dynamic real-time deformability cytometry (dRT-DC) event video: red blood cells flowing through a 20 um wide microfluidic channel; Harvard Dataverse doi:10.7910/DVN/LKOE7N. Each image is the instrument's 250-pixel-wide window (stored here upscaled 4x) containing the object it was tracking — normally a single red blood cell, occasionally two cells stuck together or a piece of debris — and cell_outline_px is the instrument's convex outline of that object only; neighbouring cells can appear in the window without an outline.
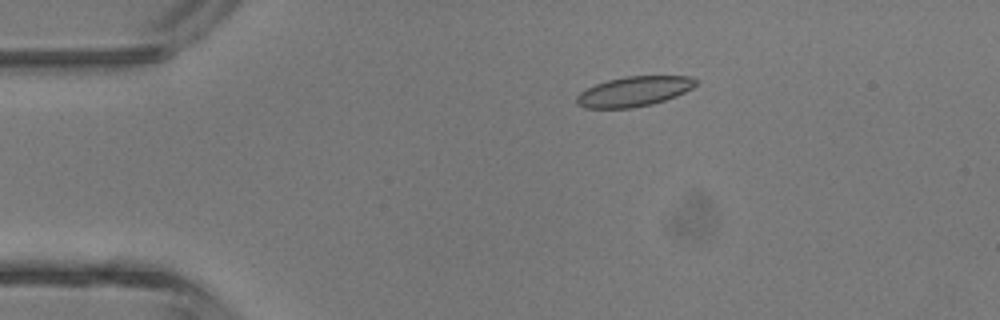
{"species": "common noctule bat (a hibernating species)", "species_latin": "Nyctalus noctula", "temperature_condition": "room temperature", "stored_images_in_passage": 2, "camera_frame_rate_fps": 3000, "um_per_image_px": 0.085, "animal": {"sex": "male", "body_mass_g": 13.3}, "frame": {"image": 1, "passage_image": 1, "time_ms": 0.0, "image_size_px": [1000, 320], "cell_outline_px": [[700, 80], [692, 88], [676, 96], [652, 104], [632, 108], [584, 108], [576, 104], [576, 96], [580, 92], [596, 84], [608, 80], [624, 76], [688, 76]], "centroid_in_image_um": [53.88, 7.77], "position_along_channel_um": 31.1, "area_um2": 20.81}}